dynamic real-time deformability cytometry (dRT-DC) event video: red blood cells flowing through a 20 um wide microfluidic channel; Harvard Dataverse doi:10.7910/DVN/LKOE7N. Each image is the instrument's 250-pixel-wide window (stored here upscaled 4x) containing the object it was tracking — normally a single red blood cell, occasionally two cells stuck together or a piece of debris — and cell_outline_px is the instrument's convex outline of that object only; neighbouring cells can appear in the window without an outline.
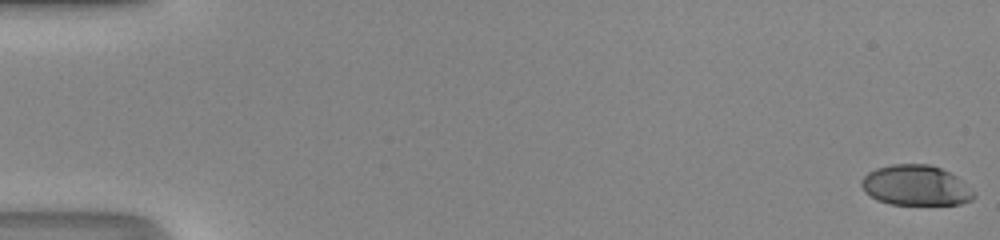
{"species": "human", "species_latin": "Homo sapiens", "temperature_condition": "room temperature", "stored_images_in_passage": 50, "camera_frame_rate_fps": 3000, "um_per_image_px": 0.085, "donor": {"sex": "male"}, "frame": {"image": 1, "passage_image": 1, "time_ms": 0.0, "image_size_px": [1000, 240], "cell_outline_px": [[976, 196], [972, 200], [960, 204], [892, 204], [876, 200], [864, 192], [860, 184], [860, 180], [868, 172], [876, 168], [892, 164], [928, 164], [940, 168], [956, 176], [976, 192]], "centroid_in_image_um": [77.83, 15.76], "position_along_channel_um": 7.2, "area_um2": 26.53}}
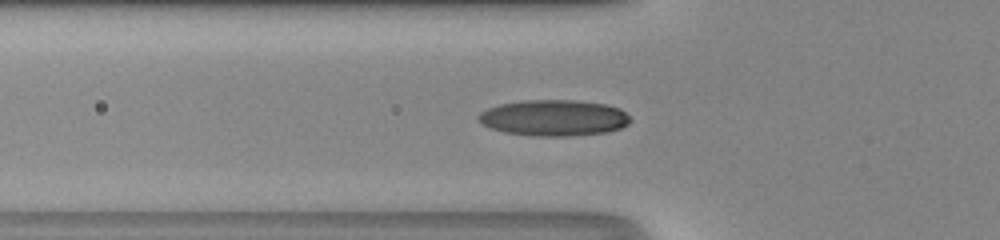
{"frame": {"image": 2, "passage_image": 19, "time_ms": 6.0, "image_size_px": [1000, 240], "cell_outline_px": [[632, 120], [628, 124], [620, 128], [608, 132], [568, 136], [532, 136], [504, 132], [492, 128], [484, 124], [476, 116], [480, 112], [488, 108], [500, 104], [524, 100], [576, 100], [604, 104], [620, 108]], "centroid_in_image_um": [47.09, 10.02], "position_along_channel_um": 78.7, "area_um2": 31.91}}
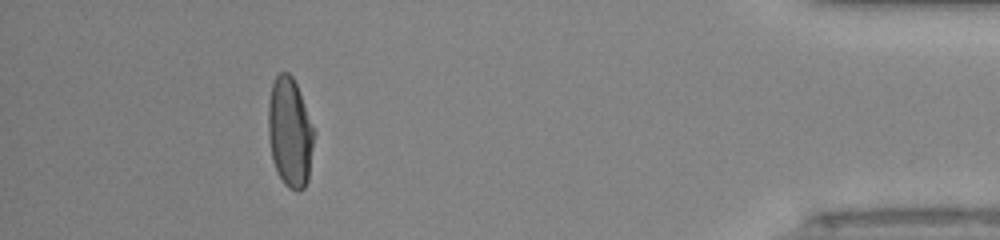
{"frame": {"image": 3, "passage_image": 46, "time_ms": 15.0, "image_size_px": [1000, 240], "cell_outline_px": [[316, 132], [308, 180], [304, 188], [296, 192], [288, 188], [284, 184], [272, 160], [268, 136], [268, 104], [272, 84], [276, 76], [280, 72], [288, 72], [292, 76], [296, 84]], "centroid_in_image_um": [24.65, 11.27], "position_along_channel_um": 410.5, "area_um2": 29.48}, "authors_computed_cell_mechanics": {"area_um2": 29.2468, "velocity_mm_per_s": 4.2903, "shape_relaxation_time_tau1_ms": 8.1843, "shape_relaxation_time_tau2_ms": null, "deformation_change_tau1": 0.298, "deformation_change_tau2": null}}